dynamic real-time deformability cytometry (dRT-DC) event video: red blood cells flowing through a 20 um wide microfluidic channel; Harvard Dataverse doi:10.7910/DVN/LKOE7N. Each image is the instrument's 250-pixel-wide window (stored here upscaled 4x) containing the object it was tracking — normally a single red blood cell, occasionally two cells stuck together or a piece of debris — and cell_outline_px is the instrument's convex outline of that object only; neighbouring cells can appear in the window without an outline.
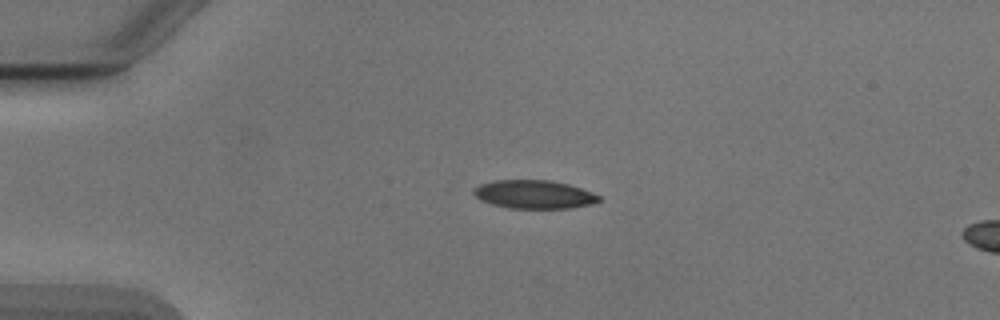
{"species": "Egyptian fruit bat (a non-hibernating species)", "species_latin": "Rousettus aegyptiacus", "temperature_condition": "cold", "stored_images_in_passage": 52, "camera_frame_rate_fps": 3000, "um_per_image_px": 0.085, "animal": {"sex": "male"}, "frame": {"image": 1, "passage_image": 12, "time_ms": 3.667, "image_size_px": [1000, 320], "cell_outline_px": [[600, 200], [592, 204], [572, 208], [508, 208], [492, 204], [480, 200], [472, 192], [472, 188], [480, 184], [496, 180], [552, 180], [568, 184], [592, 192], [600, 196]], "centroid_in_image_um": [45.38, 16.52], "position_along_channel_um": 39.6, "area_um2": 20.81}}
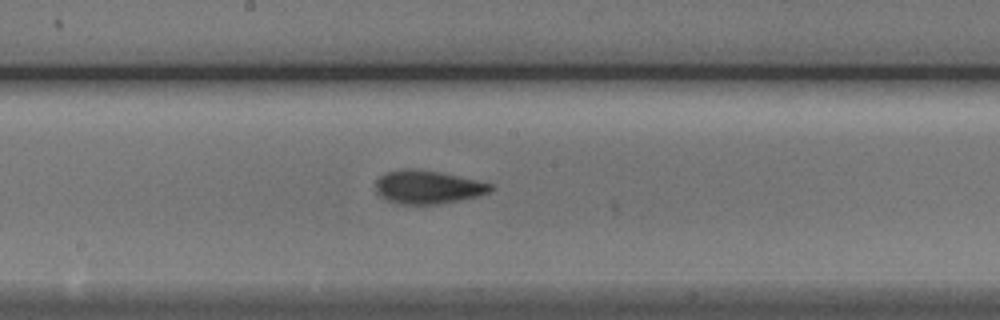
{"frame": {"image": 2, "passage_image": 28, "time_ms": 9.0, "image_size_px": [1000, 320], "cell_outline_px": [[496, 188], [480, 196], [440, 204], [396, 204], [384, 200], [376, 192], [376, 180], [380, 176], [388, 172], [404, 168], [412, 168], [440, 172], [492, 184]], "centroid_in_image_um": [36.34, 15.91], "position_along_channel_um": 211.9, "area_um2": 22.48}}
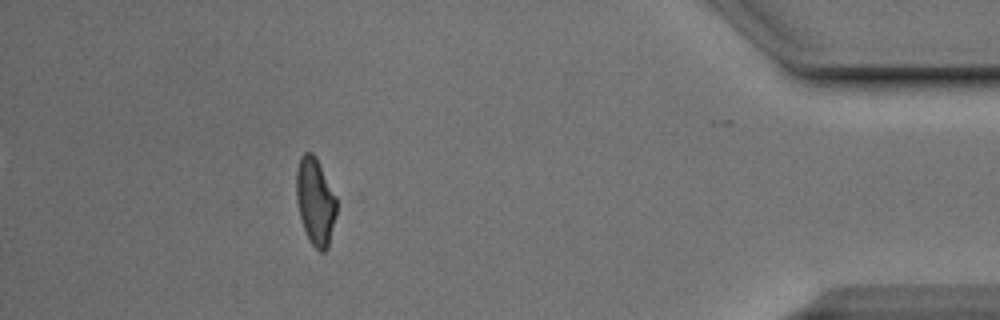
{"frame": {"image": 3, "passage_image": 47, "time_ms": 15.333, "image_size_px": [1000, 320], "cell_outline_px": [[336, 216], [328, 248], [324, 252], [320, 252], [312, 244], [304, 228], [300, 216], [296, 200], [296, 172], [300, 156], [304, 152], [312, 152], [316, 156], [336, 196]], "centroid_in_image_um": [26.8, 17.09], "position_along_channel_um": 408.4, "area_um2": 20.46}, "authors_computed_cell_mechanics": {"area_um2": 21.3571, "velocity_mm_per_s": 3.8883, "shape_relaxation_time_tau1_ms": 3.4154, "shape_relaxation_time_tau2_ms": 2.1478, "deformation_change_tau1": 0.1537, "deformation_change_tau2": 0.0773}}